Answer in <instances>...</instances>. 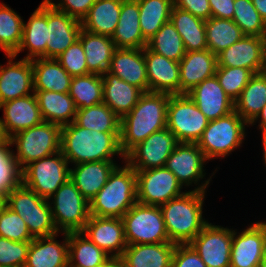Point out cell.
<instances>
[{
	"mask_svg": "<svg viewBox=\"0 0 266 267\" xmlns=\"http://www.w3.org/2000/svg\"><path fill=\"white\" fill-rule=\"evenodd\" d=\"M170 94L143 92L134 108L121 118L120 149L124 156L138 143L167 126Z\"/></svg>",
	"mask_w": 266,
	"mask_h": 267,
	"instance_id": "1",
	"label": "cell"
},
{
	"mask_svg": "<svg viewBox=\"0 0 266 267\" xmlns=\"http://www.w3.org/2000/svg\"><path fill=\"white\" fill-rule=\"evenodd\" d=\"M210 180L211 176L194 190L187 191L160 206L165 229L171 242L189 244L208 223L202 217V206Z\"/></svg>",
	"mask_w": 266,
	"mask_h": 267,
	"instance_id": "2",
	"label": "cell"
},
{
	"mask_svg": "<svg viewBox=\"0 0 266 267\" xmlns=\"http://www.w3.org/2000/svg\"><path fill=\"white\" fill-rule=\"evenodd\" d=\"M61 152L70 163L113 161L120 155V133L99 132L78 126L75 122L61 129Z\"/></svg>",
	"mask_w": 266,
	"mask_h": 267,
	"instance_id": "3",
	"label": "cell"
},
{
	"mask_svg": "<svg viewBox=\"0 0 266 267\" xmlns=\"http://www.w3.org/2000/svg\"><path fill=\"white\" fill-rule=\"evenodd\" d=\"M125 164L113 169L106 184L89 201L90 215L122 218L137 202L136 172Z\"/></svg>",
	"mask_w": 266,
	"mask_h": 267,
	"instance_id": "4",
	"label": "cell"
},
{
	"mask_svg": "<svg viewBox=\"0 0 266 267\" xmlns=\"http://www.w3.org/2000/svg\"><path fill=\"white\" fill-rule=\"evenodd\" d=\"M6 205L25 221L33 238L59 233L53 221L49 200L41 198L22 183L7 194Z\"/></svg>",
	"mask_w": 266,
	"mask_h": 267,
	"instance_id": "5",
	"label": "cell"
},
{
	"mask_svg": "<svg viewBox=\"0 0 266 267\" xmlns=\"http://www.w3.org/2000/svg\"><path fill=\"white\" fill-rule=\"evenodd\" d=\"M62 127L47 121L20 131L10 137V145L15 144L14 158L22 170L29 163L61 151Z\"/></svg>",
	"mask_w": 266,
	"mask_h": 267,
	"instance_id": "6",
	"label": "cell"
},
{
	"mask_svg": "<svg viewBox=\"0 0 266 267\" xmlns=\"http://www.w3.org/2000/svg\"><path fill=\"white\" fill-rule=\"evenodd\" d=\"M247 124L235 110L224 117L209 121L197 142L206 160L218 157L222 159L241 146L246 136Z\"/></svg>",
	"mask_w": 266,
	"mask_h": 267,
	"instance_id": "7",
	"label": "cell"
},
{
	"mask_svg": "<svg viewBox=\"0 0 266 267\" xmlns=\"http://www.w3.org/2000/svg\"><path fill=\"white\" fill-rule=\"evenodd\" d=\"M49 200L53 221L58 232L69 233L83 230L91 216L90 204L71 179L61 185Z\"/></svg>",
	"mask_w": 266,
	"mask_h": 267,
	"instance_id": "8",
	"label": "cell"
},
{
	"mask_svg": "<svg viewBox=\"0 0 266 267\" xmlns=\"http://www.w3.org/2000/svg\"><path fill=\"white\" fill-rule=\"evenodd\" d=\"M68 164L61 151L35 160L21 170L22 184L41 198L49 200L70 179Z\"/></svg>",
	"mask_w": 266,
	"mask_h": 267,
	"instance_id": "9",
	"label": "cell"
},
{
	"mask_svg": "<svg viewBox=\"0 0 266 267\" xmlns=\"http://www.w3.org/2000/svg\"><path fill=\"white\" fill-rule=\"evenodd\" d=\"M122 220L128 245L171 242L160 206L136 202Z\"/></svg>",
	"mask_w": 266,
	"mask_h": 267,
	"instance_id": "10",
	"label": "cell"
},
{
	"mask_svg": "<svg viewBox=\"0 0 266 267\" xmlns=\"http://www.w3.org/2000/svg\"><path fill=\"white\" fill-rule=\"evenodd\" d=\"M209 120L187 94H175L167 106V128L180 143H197Z\"/></svg>",
	"mask_w": 266,
	"mask_h": 267,
	"instance_id": "11",
	"label": "cell"
},
{
	"mask_svg": "<svg viewBox=\"0 0 266 267\" xmlns=\"http://www.w3.org/2000/svg\"><path fill=\"white\" fill-rule=\"evenodd\" d=\"M136 172L137 202L161 206L171 199L183 195L182 185L166 167Z\"/></svg>",
	"mask_w": 266,
	"mask_h": 267,
	"instance_id": "12",
	"label": "cell"
},
{
	"mask_svg": "<svg viewBox=\"0 0 266 267\" xmlns=\"http://www.w3.org/2000/svg\"><path fill=\"white\" fill-rule=\"evenodd\" d=\"M178 143L175 135L166 127L138 143L125 155L124 160L135 171L165 167Z\"/></svg>",
	"mask_w": 266,
	"mask_h": 267,
	"instance_id": "13",
	"label": "cell"
},
{
	"mask_svg": "<svg viewBox=\"0 0 266 267\" xmlns=\"http://www.w3.org/2000/svg\"><path fill=\"white\" fill-rule=\"evenodd\" d=\"M233 230L207 223L189 243L207 267H230Z\"/></svg>",
	"mask_w": 266,
	"mask_h": 267,
	"instance_id": "14",
	"label": "cell"
},
{
	"mask_svg": "<svg viewBox=\"0 0 266 267\" xmlns=\"http://www.w3.org/2000/svg\"><path fill=\"white\" fill-rule=\"evenodd\" d=\"M238 234L233 230L230 267H260L266 250V223L256 222Z\"/></svg>",
	"mask_w": 266,
	"mask_h": 267,
	"instance_id": "15",
	"label": "cell"
},
{
	"mask_svg": "<svg viewBox=\"0 0 266 267\" xmlns=\"http://www.w3.org/2000/svg\"><path fill=\"white\" fill-rule=\"evenodd\" d=\"M82 29L81 21L57 10L47 0L46 58H56L75 43Z\"/></svg>",
	"mask_w": 266,
	"mask_h": 267,
	"instance_id": "16",
	"label": "cell"
},
{
	"mask_svg": "<svg viewBox=\"0 0 266 267\" xmlns=\"http://www.w3.org/2000/svg\"><path fill=\"white\" fill-rule=\"evenodd\" d=\"M81 232L111 257L120 258L128 246L122 218L91 215Z\"/></svg>",
	"mask_w": 266,
	"mask_h": 267,
	"instance_id": "17",
	"label": "cell"
},
{
	"mask_svg": "<svg viewBox=\"0 0 266 267\" xmlns=\"http://www.w3.org/2000/svg\"><path fill=\"white\" fill-rule=\"evenodd\" d=\"M266 37L243 36L217 54V67H242L261 73Z\"/></svg>",
	"mask_w": 266,
	"mask_h": 267,
	"instance_id": "18",
	"label": "cell"
},
{
	"mask_svg": "<svg viewBox=\"0 0 266 267\" xmlns=\"http://www.w3.org/2000/svg\"><path fill=\"white\" fill-rule=\"evenodd\" d=\"M206 158L197 143H178L167 159L165 167L170 170L182 186L198 184L205 177L203 173Z\"/></svg>",
	"mask_w": 266,
	"mask_h": 267,
	"instance_id": "19",
	"label": "cell"
},
{
	"mask_svg": "<svg viewBox=\"0 0 266 267\" xmlns=\"http://www.w3.org/2000/svg\"><path fill=\"white\" fill-rule=\"evenodd\" d=\"M7 57L6 67L0 65V104L34 92L32 60L22 58L16 62L15 55Z\"/></svg>",
	"mask_w": 266,
	"mask_h": 267,
	"instance_id": "20",
	"label": "cell"
},
{
	"mask_svg": "<svg viewBox=\"0 0 266 267\" xmlns=\"http://www.w3.org/2000/svg\"><path fill=\"white\" fill-rule=\"evenodd\" d=\"M4 133L9 139L20 131L42 123L44 120L35 93L0 104Z\"/></svg>",
	"mask_w": 266,
	"mask_h": 267,
	"instance_id": "21",
	"label": "cell"
},
{
	"mask_svg": "<svg viewBox=\"0 0 266 267\" xmlns=\"http://www.w3.org/2000/svg\"><path fill=\"white\" fill-rule=\"evenodd\" d=\"M187 95L209 121L224 117L234 111V101L225 93L216 75L203 80Z\"/></svg>",
	"mask_w": 266,
	"mask_h": 267,
	"instance_id": "22",
	"label": "cell"
},
{
	"mask_svg": "<svg viewBox=\"0 0 266 267\" xmlns=\"http://www.w3.org/2000/svg\"><path fill=\"white\" fill-rule=\"evenodd\" d=\"M149 91L180 94L179 62L168 59L144 47Z\"/></svg>",
	"mask_w": 266,
	"mask_h": 267,
	"instance_id": "23",
	"label": "cell"
},
{
	"mask_svg": "<svg viewBox=\"0 0 266 267\" xmlns=\"http://www.w3.org/2000/svg\"><path fill=\"white\" fill-rule=\"evenodd\" d=\"M108 72L139 88L142 92L149 91L144 48H116Z\"/></svg>",
	"mask_w": 266,
	"mask_h": 267,
	"instance_id": "24",
	"label": "cell"
},
{
	"mask_svg": "<svg viewBox=\"0 0 266 267\" xmlns=\"http://www.w3.org/2000/svg\"><path fill=\"white\" fill-rule=\"evenodd\" d=\"M180 94H187L203 80L216 73L217 55L209 49L186 52L179 62Z\"/></svg>",
	"mask_w": 266,
	"mask_h": 267,
	"instance_id": "25",
	"label": "cell"
},
{
	"mask_svg": "<svg viewBox=\"0 0 266 267\" xmlns=\"http://www.w3.org/2000/svg\"><path fill=\"white\" fill-rule=\"evenodd\" d=\"M62 234L65 238L62 244L55 240L58 234L34 238L24 267H69L68 233Z\"/></svg>",
	"mask_w": 266,
	"mask_h": 267,
	"instance_id": "26",
	"label": "cell"
},
{
	"mask_svg": "<svg viewBox=\"0 0 266 267\" xmlns=\"http://www.w3.org/2000/svg\"><path fill=\"white\" fill-rule=\"evenodd\" d=\"M176 243L128 245L120 259L123 267H171Z\"/></svg>",
	"mask_w": 266,
	"mask_h": 267,
	"instance_id": "27",
	"label": "cell"
},
{
	"mask_svg": "<svg viewBox=\"0 0 266 267\" xmlns=\"http://www.w3.org/2000/svg\"><path fill=\"white\" fill-rule=\"evenodd\" d=\"M115 161H92L70 168V179L80 193L90 201L106 184L110 173L117 166Z\"/></svg>",
	"mask_w": 266,
	"mask_h": 267,
	"instance_id": "28",
	"label": "cell"
},
{
	"mask_svg": "<svg viewBox=\"0 0 266 267\" xmlns=\"http://www.w3.org/2000/svg\"><path fill=\"white\" fill-rule=\"evenodd\" d=\"M102 82L103 103L120 118L134 108L143 93L108 71L102 75Z\"/></svg>",
	"mask_w": 266,
	"mask_h": 267,
	"instance_id": "29",
	"label": "cell"
},
{
	"mask_svg": "<svg viewBox=\"0 0 266 267\" xmlns=\"http://www.w3.org/2000/svg\"><path fill=\"white\" fill-rule=\"evenodd\" d=\"M138 0H123L118 25L112 35L116 48L141 49L147 46L139 23Z\"/></svg>",
	"mask_w": 266,
	"mask_h": 267,
	"instance_id": "30",
	"label": "cell"
},
{
	"mask_svg": "<svg viewBox=\"0 0 266 267\" xmlns=\"http://www.w3.org/2000/svg\"><path fill=\"white\" fill-rule=\"evenodd\" d=\"M47 44V0H44L31 14L28 22L23 23V38L21 45L14 54L16 57L27 49L29 53L24 59L33 60L46 58Z\"/></svg>",
	"mask_w": 266,
	"mask_h": 267,
	"instance_id": "31",
	"label": "cell"
},
{
	"mask_svg": "<svg viewBox=\"0 0 266 267\" xmlns=\"http://www.w3.org/2000/svg\"><path fill=\"white\" fill-rule=\"evenodd\" d=\"M78 40L83 46L88 71L99 75L107 72L116 50L112 38L81 29Z\"/></svg>",
	"mask_w": 266,
	"mask_h": 267,
	"instance_id": "32",
	"label": "cell"
},
{
	"mask_svg": "<svg viewBox=\"0 0 266 267\" xmlns=\"http://www.w3.org/2000/svg\"><path fill=\"white\" fill-rule=\"evenodd\" d=\"M44 121L68 125L75 120L77 108L69 93L34 90Z\"/></svg>",
	"mask_w": 266,
	"mask_h": 267,
	"instance_id": "33",
	"label": "cell"
},
{
	"mask_svg": "<svg viewBox=\"0 0 266 267\" xmlns=\"http://www.w3.org/2000/svg\"><path fill=\"white\" fill-rule=\"evenodd\" d=\"M34 90L69 93L72 77L55 58L32 60Z\"/></svg>",
	"mask_w": 266,
	"mask_h": 267,
	"instance_id": "34",
	"label": "cell"
},
{
	"mask_svg": "<svg viewBox=\"0 0 266 267\" xmlns=\"http://www.w3.org/2000/svg\"><path fill=\"white\" fill-rule=\"evenodd\" d=\"M123 0H97L82 19V29L112 37L118 25Z\"/></svg>",
	"mask_w": 266,
	"mask_h": 267,
	"instance_id": "35",
	"label": "cell"
},
{
	"mask_svg": "<svg viewBox=\"0 0 266 267\" xmlns=\"http://www.w3.org/2000/svg\"><path fill=\"white\" fill-rule=\"evenodd\" d=\"M170 21L182 37L186 52L208 49L204 20L173 6Z\"/></svg>",
	"mask_w": 266,
	"mask_h": 267,
	"instance_id": "36",
	"label": "cell"
},
{
	"mask_svg": "<svg viewBox=\"0 0 266 267\" xmlns=\"http://www.w3.org/2000/svg\"><path fill=\"white\" fill-rule=\"evenodd\" d=\"M110 258L81 231L68 233L69 267H97Z\"/></svg>",
	"mask_w": 266,
	"mask_h": 267,
	"instance_id": "37",
	"label": "cell"
},
{
	"mask_svg": "<svg viewBox=\"0 0 266 267\" xmlns=\"http://www.w3.org/2000/svg\"><path fill=\"white\" fill-rule=\"evenodd\" d=\"M265 104L266 76L262 72L256 73L234 102V110L249 125L261 112Z\"/></svg>",
	"mask_w": 266,
	"mask_h": 267,
	"instance_id": "38",
	"label": "cell"
},
{
	"mask_svg": "<svg viewBox=\"0 0 266 267\" xmlns=\"http://www.w3.org/2000/svg\"><path fill=\"white\" fill-rule=\"evenodd\" d=\"M139 23L144 39L148 42L170 21L173 0H138Z\"/></svg>",
	"mask_w": 266,
	"mask_h": 267,
	"instance_id": "39",
	"label": "cell"
},
{
	"mask_svg": "<svg viewBox=\"0 0 266 267\" xmlns=\"http://www.w3.org/2000/svg\"><path fill=\"white\" fill-rule=\"evenodd\" d=\"M69 95L77 109H84L103 103L102 75L90 73L72 77Z\"/></svg>",
	"mask_w": 266,
	"mask_h": 267,
	"instance_id": "40",
	"label": "cell"
},
{
	"mask_svg": "<svg viewBox=\"0 0 266 267\" xmlns=\"http://www.w3.org/2000/svg\"><path fill=\"white\" fill-rule=\"evenodd\" d=\"M208 49L215 55L239 41L244 35L230 19L213 18L205 21Z\"/></svg>",
	"mask_w": 266,
	"mask_h": 267,
	"instance_id": "41",
	"label": "cell"
},
{
	"mask_svg": "<svg viewBox=\"0 0 266 267\" xmlns=\"http://www.w3.org/2000/svg\"><path fill=\"white\" fill-rule=\"evenodd\" d=\"M74 122L78 126L94 131L120 133L121 118L105 103L77 109Z\"/></svg>",
	"mask_w": 266,
	"mask_h": 267,
	"instance_id": "42",
	"label": "cell"
},
{
	"mask_svg": "<svg viewBox=\"0 0 266 267\" xmlns=\"http://www.w3.org/2000/svg\"><path fill=\"white\" fill-rule=\"evenodd\" d=\"M23 19L12 8L0 4V49L15 54L23 38Z\"/></svg>",
	"mask_w": 266,
	"mask_h": 267,
	"instance_id": "43",
	"label": "cell"
},
{
	"mask_svg": "<svg viewBox=\"0 0 266 267\" xmlns=\"http://www.w3.org/2000/svg\"><path fill=\"white\" fill-rule=\"evenodd\" d=\"M147 47L151 51L176 62H180L186 53L182 37L171 21L162 25L148 41Z\"/></svg>",
	"mask_w": 266,
	"mask_h": 267,
	"instance_id": "44",
	"label": "cell"
},
{
	"mask_svg": "<svg viewBox=\"0 0 266 267\" xmlns=\"http://www.w3.org/2000/svg\"><path fill=\"white\" fill-rule=\"evenodd\" d=\"M233 21L240 27L244 36L266 37V23L252 0H235Z\"/></svg>",
	"mask_w": 266,
	"mask_h": 267,
	"instance_id": "45",
	"label": "cell"
},
{
	"mask_svg": "<svg viewBox=\"0 0 266 267\" xmlns=\"http://www.w3.org/2000/svg\"><path fill=\"white\" fill-rule=\"evenodd\" d=\"M9 146V140L0 144V194L5 197L22 183L21 169Z\"/></svg>",
	"mask_w": 266,
	"mask_h": 267,
	"instance_id": "46",
	"label": "cell"
},
{
	"mask_svg": "<svg viewBox=\"0 0 266 267\" xmlns=\"http://www.w3.org/2000/svg\"><path fill=\"white\" fill-rule=\"evenodd\" d=\"M215 75L225 93L235 102L254 73L242 67H217Z\"/></svg>",
	"mask_w": 266,
	"mask_h": 267,
	"instance_id": "47",
	"label": "cell"
},
{
	"mask_svg": "<svg viewBox=\"0 0 266 267\" xmlns=\"http://www.w3.org/2000/svg\"><path fill=\"white\" fill-rule=\"evenodd\" d=\"M0 237L13 241H32L25 221L7 205L0 212Z\"/></svg>",
	"mask_w": 266,
	"mask_h": 267,
	"instance_id": "48",
	"label": "cell"
},
{
	"mask_svg": "<svg viewBox=\"0 0 266 267\" xmlns=\"http://www.w3.org/2000/svg\"><path fill=\"white\" fill-rule=\"evenodd\" d=\"M30 242L0 237V267H24Z\"/></svg>",
	"mask_w": 266,
	"mask_h": 267,
	"instance_id": "49",
	"label": "cell"
},
{
	"mask_svg": "<svg viewBox=\"0 0 266 267\" xmlns=\"http://www.w3.org/2000/svg\"><path fill=\"white\" fill-rule=\"evenodd\" d=\"M71 77L90 74L83 46L79 40L55 58Z\"/></svg>",
	"mask_w": 266,
	"mask_h": 267,
	"instance_id": "50",
	"label": "cell"
},
{
	"mask_svg": "<svg viewBox=\"0 0 266 267\" xmlns=\"http://www.w3.org/2000/svg\"><path fill=\"white\" fill-rule=\"evenodd\" d=\"M171 267H207L189 244H176Z\"/></svg>",
	"mask_w": 266,
	"mask_h": 267,
	"instance_id": "51",
	"label": "cell"
},
{
	"mask_svg": "<svg viewBox=\"0 0 266 267\" xmlns=\"http://www.w3.org/2000/svg\"><path fill=\"white\" fill-rule=\"evenodd\" d=\"M57 10L65 12L67 15L79 21L88 14L89 9L97 0H60L59 3L48 0ZM59 1V0H58Z\"/></svg>",
	"mask_w": 266,
	"mask_h": 267,
	"instance_id": "52",
	"label": "cell"
},
{
	"mask_svg": "<svg viewBox=\"0 0 266 267\" xmlns=\"http://www.w3.org/2000/svg\"><path fill=\"white\" fill-rule=\"evenodd\" d=\"M173 6L206 21L211 18L209 0H173Z\"/></svg>",
	"mask_w": 266,
	"mask_h": 267,
	"instance_id": "53",
	"label": "cell"
},
{
	"mask_svg": "<svg viewBox=\"0 0 266 267\" xmlns=\"http://www.w3.org/2000/svg\"><path fill=\"white\" fill-rule=\"evenodd\" d=\"M235 0H209L211 17L233 20Z\"/></svg>",
	"mask_w": 266,
	"mask_h": 267,
	"instance_id": "54",
	"label": "cell"
},
{
	"mask_svg": "<svg viewBox=\"0 0 266 267\" xmlns=\"http://www.w3.org/2000/svg\"><path fill=\"white\" fill-rule=\"evenodd\" d=\"M260 118L259 129H261L262 136L266 134V104L263 106L261 112L257 115V117L249 124L254 125V123Z\"/></svg>",
	"mask_w": 266,
	"mask_h": 267,
	"instance_id": "55",
	"label": "cell"
},
{
	"mask_svg": "<svg viewBox=\"0 0 266 267\" xmlns=\"http://www.w3.org/2000/svg\"><path fill=\"white\" fill-rule=\"evenodd\" d=\"M254 7L266 23V0H252Z\"/></svg>",
	"mask_w": 266,
	"mask_h": 267,
	"instance_id": "56",
	"label": "cell"
},
{
	"mask_svg": "<svg viewBox=\"0 0 266 267\" xmlns=\"http://www.w3.org/2000/svg\"><path fill=\"white\" fill-rule=\"evenodd\" d=\"M97 267H123V264H122L120 258L111 257L105 263H103L102 265H99Z\"/></svg>",
	"mask_w": 266,
	"mask_h": 267,
	"instance_id": "57",
	"label": "cell"
},
{
	"mask_svg": "<svg viewBox=\"0 0 266 267\" xmlns=\"http://www.w3.org/2000/svg\"><path fill=\"white\" fill-rule=\"evenodd\" d=\"M8 141V138L6 137L4 130H3V126L0 120V144H4Z\"/></svg>",
	"mask_w": 266,
	"mask_h": 267,
	"instance_id": "58",
	"label": "cell"
},
{
	"mask_svg": "<svg viewBox=\"0 0 266 267\" xmlns=\"http://www.w3.org/2000/svg\"><path fill=\"white\" fill-rule=\"evenodd\" d=\"M262 73L266 76V41L264 45V59H263Z\"/></svg>",
	"mask_w": 266,
	"mask_h": 267,
	"instance_id": "59",
	"label": "cell"
},
{
	"mask_svg": "<svg viewBox=\"0 0 266 267\" xmlns=\"http://www.w3.org/2000/svg\"><path fill=\"white\" fill-rule=\"evenodd\" d=\"M5 205H6V197L0 194V212L3 210Z\"/></svg>",
	"mask_w": 266,
	"mask_h": 267,
	"instance_id": "60",
	"label": "cell"
},
{
	"mask_svg": "<svg viewBox=\"0 0 266 267\" xmlns=\"http://www.w3.org/2000/svg\"><path fill=\"white\" fill-rule=\"evenodd\" d=\"M260 267H266V250H265L263 258L260 262Z\"/></svg>",
	"mask_w": 266,
	"mask_h": 267,
	"instance_id": "61",
	"label": "cell"
},
{
	"mask_svg": "<svg viewBox=\"0 0 266 267\" xmlns=\"http://www.w3.org/2000/svg\"><path fill=\"white\" fill-rule=\"evenodd\" d=\"M262 145H263V150H264V152H266V134H264L263 136H262Z\"/></svg>",
	"mask_w": 266,
	"mask_h": 267,
	"instance_id": "62",
	"label": "cell"
},
{
	"mask_svg": "<svg viewBox=\"0 0 266 267\" xmlns=\"http://www.w3.org/2000/svg\"><path fill=\"white\" fill-rule=\"evenodd\" d=\"M264 164L266 165V152L263 153Z\"/></svg>",
	"mask_w": 266,
	"mask_h": 267,
	"instance_id": "63",
	"label": "cell"
}]
</instances>
